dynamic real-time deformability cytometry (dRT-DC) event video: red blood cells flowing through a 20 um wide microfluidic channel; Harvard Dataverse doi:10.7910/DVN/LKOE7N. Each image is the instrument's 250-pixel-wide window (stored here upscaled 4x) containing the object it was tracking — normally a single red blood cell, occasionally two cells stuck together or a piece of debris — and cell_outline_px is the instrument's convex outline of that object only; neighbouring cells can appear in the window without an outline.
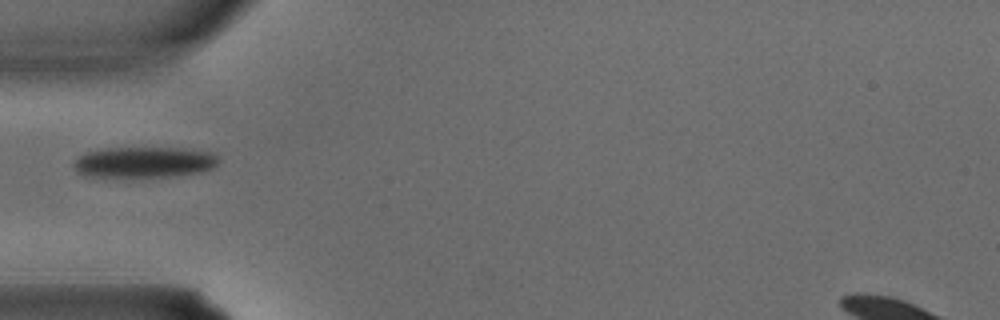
{"species": "common noctule bat (a hibernating species)", "species_latin": "Nyctalus noctula", "temperature_condition": "warm", "stored_images_in_passage": 1, "camera_frame_rate_fps": 3000, "um_per_image_px": 0.085, "animal": {"sex": "male", "body_mass_g": 15.6}, "frame": {"image": 1, "passage_image": 1, "time_ms": 0.0, "image_size_px": [1000, 320], "cell_outline_px": [[220, 160], [212, 168], [200, 172], [176, 176], [84, 176], [76, 172], [72, 168], [72, 164], [80, 156], [88, 152], [108, 148], [180, 148], [212, 152]], "centroid_in_image_um": [12.25, 13.78], "position_along_channel_um": 72.8, "area_um2": 25.84}}